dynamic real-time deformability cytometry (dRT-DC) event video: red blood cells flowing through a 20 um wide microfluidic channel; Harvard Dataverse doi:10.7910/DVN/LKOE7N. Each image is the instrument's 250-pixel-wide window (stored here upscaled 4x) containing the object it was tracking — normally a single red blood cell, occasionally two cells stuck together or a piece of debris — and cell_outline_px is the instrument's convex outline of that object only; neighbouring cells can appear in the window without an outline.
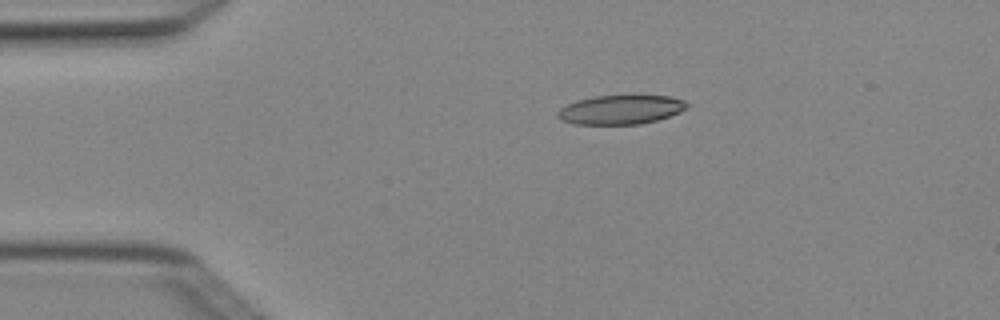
{"species": "Egyptian fruit bat (a non-hibernating species)", "species_latin": "Rousettus aegyptiacus", "temperature_condition": "cold", "stored_images_in_passage": 4, "camera_frame_rate_fps": 3000, "um_per_image_px": 0.085, "animal": {"sex": "female"}, "frame": {"image": 1, "passage_image": 3, "time_ms": 0.667, "image_size_px": [1000, 320], "cell_outline_px": [[688, 108], [680, 112], [656, 120], [640, 124], [572, 124], [560, 120], [556, 116], [556, 112], [560, 108], [568, 104], [592, 96], [672, 96], [684, 100], [688, 104]], "centroid_in_image_um": [52.75, 9.33], "position_along_channel_um": 32.3, "area_um2": 21.91}}